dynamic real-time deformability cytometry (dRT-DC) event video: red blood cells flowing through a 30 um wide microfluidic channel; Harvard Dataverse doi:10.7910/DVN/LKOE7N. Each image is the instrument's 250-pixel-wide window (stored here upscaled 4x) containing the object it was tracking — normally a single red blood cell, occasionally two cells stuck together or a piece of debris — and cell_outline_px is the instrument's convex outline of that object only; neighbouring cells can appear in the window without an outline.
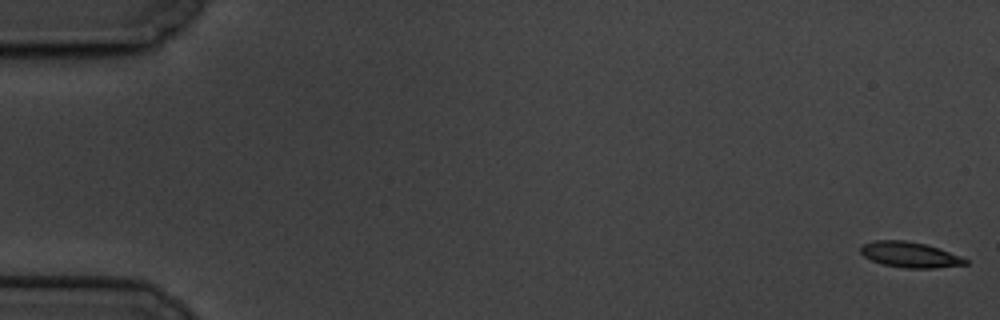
{"species": "common noctule bat (a hibernating species)", "species_latin": "Nyctalus noctula", "temperature_condition": "cold", "stored_images_in_passage": 10, "camera_frame_rate_fps": 3000, "um_per_image_px": 0.085, "animal": {"sex": "male", "body_mass_g": 19.5, "forearm_length_mm": 54.6}, "frame": {"image": 1, "passage_image": 1, "time_ms": 0.0, "image_size_px": [1000, 320], "cell_outline_px": [[968, 264], [936, 268], [904, 268], [884, 264], [872, 260], [864, 256], [860, 252], [860, 244], [872, 240], [904, 240], [924, 244], [940, 248], [960, 256], [968, 260]], "centroid_in_image_um": [77.32, 21.64], "position_along_channel_um": 7.7, "area_um2": 15.66}}